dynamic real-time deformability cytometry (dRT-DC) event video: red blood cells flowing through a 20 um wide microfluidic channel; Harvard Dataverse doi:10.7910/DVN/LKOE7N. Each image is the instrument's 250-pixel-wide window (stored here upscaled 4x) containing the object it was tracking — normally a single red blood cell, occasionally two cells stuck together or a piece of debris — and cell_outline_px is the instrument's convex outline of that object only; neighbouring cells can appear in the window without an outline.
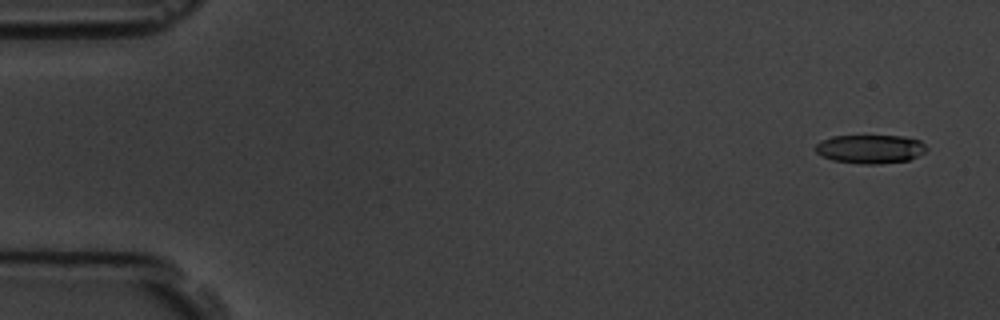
{"species": "common noctule bat (a hibernating species)", "species_latin": "Nyctalus noctula", "temperature_condition": "room temperature", "stored_images_in_passage": 4, "camera_frame_rate_fps": 3000, "um_per_image_px": 0.085, "animal": {"sex": "male", "body_mass_g": 19.5, "forearm_length_mm": 54.6}, "frame": {"image": 1, "passage_image": 1, "time_ms": 0.0, "image_size_px": [1000, 320], "cell_outline_px": [[928, 148], [924, 152], [908, 160], [880, 164], [860, 164], [832, 160], [820, 156], [812, 148], [820, 140], [832, 136], [904, 136], [920, 140]], "centroid_in_image_um": [73.91, 12.66], "position_along_channel_um": 11.1, "area_um2": 18.79}}